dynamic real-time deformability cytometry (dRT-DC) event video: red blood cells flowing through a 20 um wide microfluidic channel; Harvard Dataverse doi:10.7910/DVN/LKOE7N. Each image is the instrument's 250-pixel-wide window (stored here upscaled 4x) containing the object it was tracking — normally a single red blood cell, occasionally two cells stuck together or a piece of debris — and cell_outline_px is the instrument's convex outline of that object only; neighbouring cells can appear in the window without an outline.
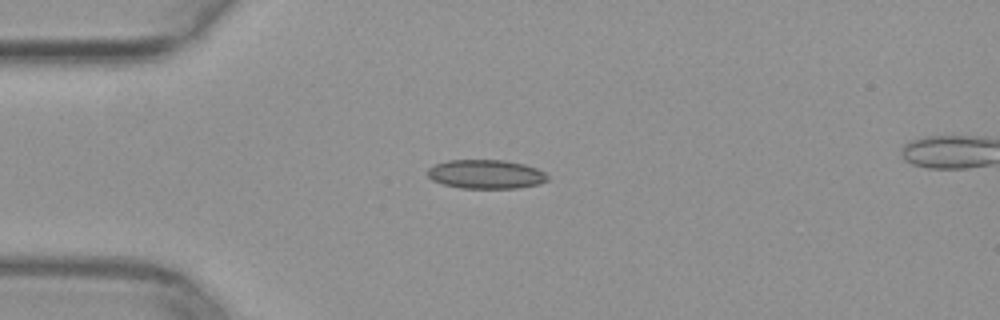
{"species": "common noctule bat (a hibernating species)", "species_latin": "Nyctalus noctula", "temperature_condition": "warm", "stored_images_in_passage": 38, "camera_frame_rate_fps": 3000, "um_per_image_px": 0.085, "animal": {"sex": "female", "body_mass_g": 29.2, "forearm_length_mm": 56.3}, "frame": {"image": 1, "passage_image": 1, "time_ms": 0.0, "image_size_px": [1000, 320], "cell_outline_px": [[548, 180], [540, 184], [520, 188], [460, 188], [444, 184], [432, 180], [428, 176], [428, 168], [436, 164], [448, 160], [504, 160], [524, 164], [536, 168], [544, 172], [548, 176]], "centroid_in_image_um": [41.32, 14.81], "position_along_channel_um": 43.7, "area_um2": 20.29}}
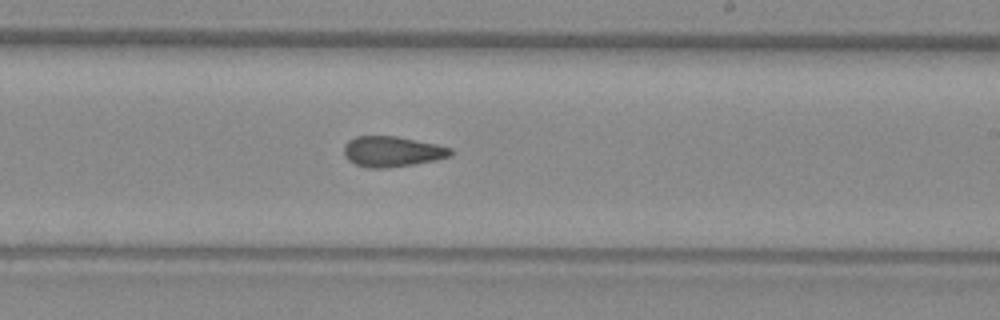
{"frame": {"image": 2, "passage_image": 18, "time_ms": 5.667, "image_size_px": [1000, 320], "cell_outline_px": [[452, 156], [436, 160], [388, 168], [368, 168], [356, 164], [348, 160], [344, 156], [344, 144], [348, 140], [356, 136], [396, 136], [436, 144], [452, 148]], "centroid_in_image_um": [33.32, 12.88], "position_along_channel_um": 255.7, "area_um2": 19.02}}
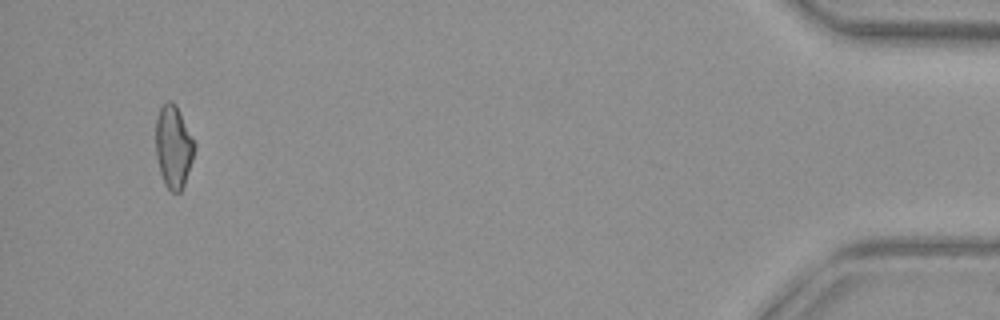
{"frame": {"image": 3, "passage_image": 36, "time_ms": 11.667, "image_size_px": [1000, 320], "cell_outline_px": [[196, 148], [184, 184], [180, 192], [172, 192], [164, 184], [160, 172], [156, 156], [156, 116], [160, 108], [168, 100], [172, 100], [176, 104], [196, 144]], "centroid_in_image_um": [14.74, 12.45], "position_along_channel_um": 420.5, "area_um2": 18.67}}